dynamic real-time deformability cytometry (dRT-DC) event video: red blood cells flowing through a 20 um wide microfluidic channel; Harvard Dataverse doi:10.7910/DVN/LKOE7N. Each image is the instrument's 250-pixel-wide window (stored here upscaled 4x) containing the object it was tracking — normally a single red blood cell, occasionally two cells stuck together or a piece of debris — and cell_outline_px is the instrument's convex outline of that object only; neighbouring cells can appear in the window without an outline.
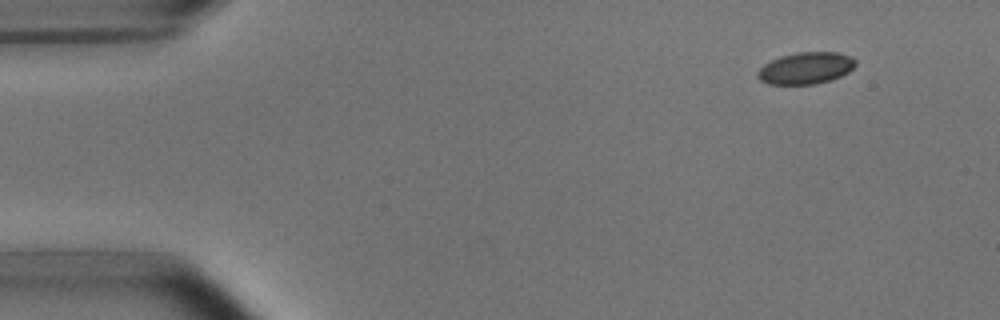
{"species": "common noctule bat (a hibernating species)", "species_latin": "Nyctalus noctula", "temperature_condition": "room temperature", "stored_images_in_passage": 5, "camera_frame_rate_fps": 3000, "um_per_image_px": 0.085, "animal": {"sex": "male", "body_mass_g": 15.6}, "frame": {"image": 1, "passage_image": 2, "time_ms": 1.333, "image_size_px": [1000, 320], "cell_outline_px": [[856, 64], [848, 72], [832, 80], [816, 84], [768, 84], [760, 80], [756, 76], [756, 72], [764, 64], [780, 56], [796, 52], [840, 52], [852, 56], [856, 60]], "centroid_in_image_um": [68.5, 5.78], "position_along_channel_um": 16.5, "area_um2": 18.32}}
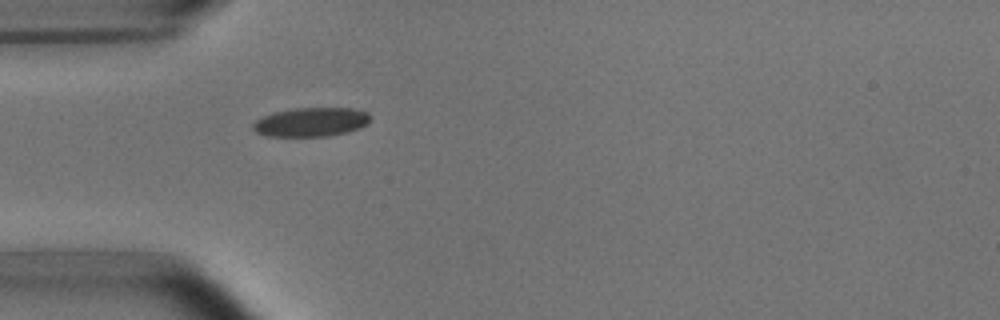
{"frame": {"image": 2, "passage_image": 5, "time_ms": 5.0, "image_size_px": [1000, 320], "cell_outline_px": [[372, 120], [368, 124], [360, 128], [328, 136], [268, 136], [256, 132], [252, 128], [252, 124], [256, 120], [264, 116], [276, 112], [296, 108], [352, 108], [368, 112], [372, 116]], "centroid_in_image_um": [26.49, 10.37], "position_along_channel_um": 58.5, "area_um2": 19.83}}